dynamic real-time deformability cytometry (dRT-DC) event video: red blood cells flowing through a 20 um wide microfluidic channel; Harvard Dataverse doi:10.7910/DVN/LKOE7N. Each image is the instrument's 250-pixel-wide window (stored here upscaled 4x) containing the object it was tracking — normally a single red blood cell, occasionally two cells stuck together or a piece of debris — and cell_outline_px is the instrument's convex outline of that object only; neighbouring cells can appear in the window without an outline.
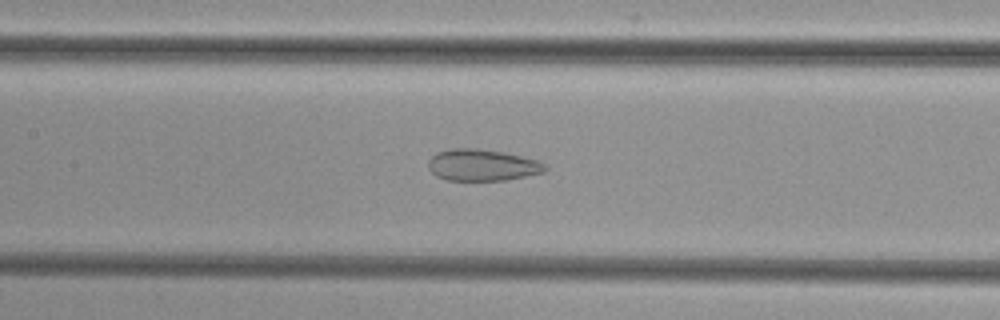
{"species": "common noctule bat (a hibernating species)", "species_latin": "Nyctalus noctula", "temperature_condition": "cold", "stored_images_in_passage": 52, "camera_frame_rate_fps": 3000, "um_per_image_px": 0.085, "animal": {"sex": "female", "body_mass_g": 29.2, "forearm_length_mm": 56.3}, "frame": {"image": 1, "passage_image": 25, "time_ms": 8.0, "image_size_px": [1000, 320], "cell_outline_px": [[548, 168], [544, 172], [504, 180], [448, 180], [436, 176], [428, 168], [428, 160], [436, 152], [452, 148], [476, 148], [504, 152], [536, 160], [544, 164]], "centroid_in_image_um": [40.95, 14.02], "position_along_channel_um": 166.5, "area_um2": 21.39}}
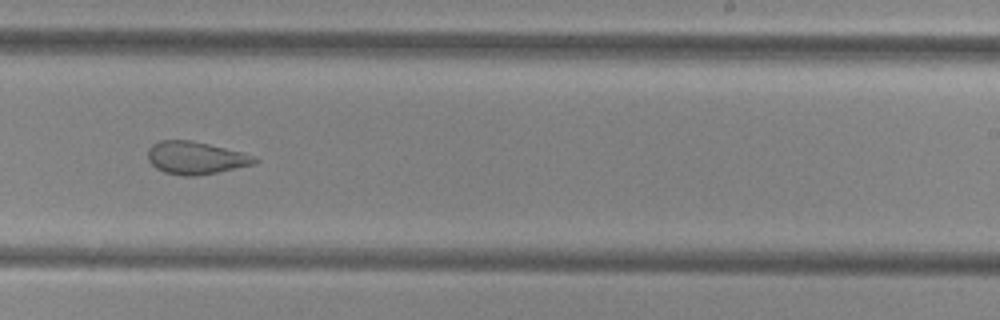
{"frame": {"image": 2, "passage_image": 33, "time_ms": 10.667, "image_size_px": [1000, 320], "cell_outline_px": [[260, 160], [256, 164], [196, 176], [184, 176], [164, 172], [156, 168], [148, 160], [148, 148], [152, 144], [160, 140], [192, 140], [256, 156]], "centroid_in_image_um": [16.63, 13.42], "position_along_channel_um": 272.4, "area_um2": 20.29}}
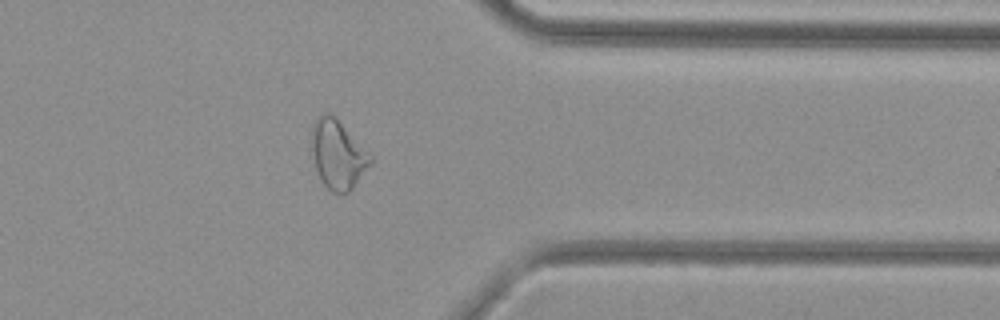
{"frame": {"image": 3, "passage_image": 42, "time_ms": 13.667, "image_size_px": [1000, 320], "cell_outline_px": [[376, 160], [352, 188], [348, 192], [332, 192], [320, 180], [308, 148], [312, 124], [324, 112], [328, 112], [336, 116]], "centroid_in_image_um": [28.69, 13.09], "position_along_channel_um": 382.7, "area_um2": 24.33}}